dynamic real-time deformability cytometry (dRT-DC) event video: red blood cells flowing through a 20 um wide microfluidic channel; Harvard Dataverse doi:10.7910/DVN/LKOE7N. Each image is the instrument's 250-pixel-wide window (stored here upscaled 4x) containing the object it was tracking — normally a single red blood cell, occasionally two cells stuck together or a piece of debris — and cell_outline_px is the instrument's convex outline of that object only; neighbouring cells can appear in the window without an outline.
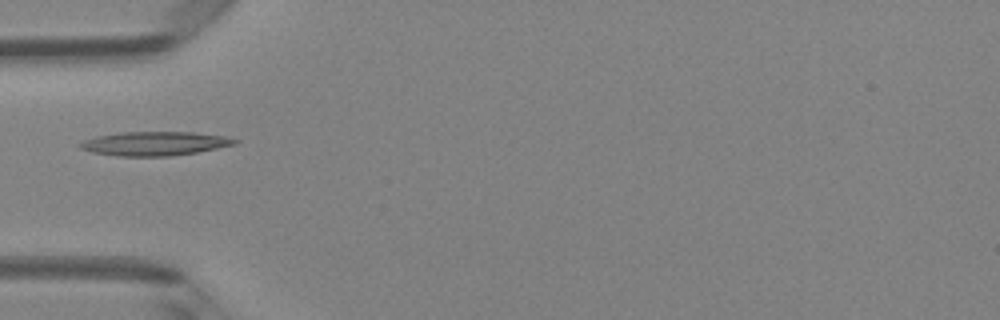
{"species": "Egyptian fruit bat (a non-hibernating species)", "species_latin": "Rousettus aegyptiacus", "temperature_condition": "room temperature", "stored_images_in_passage": 4, "camera_frame_rate_fps": 3000, "um_per_image_px": 0.085, "animal": {"sex": "female"}, "frame": {"image": 1, "passage_image": 4, "time_ms": 1.0, "image_size_px": [1000, 320], "cell_outline_px": [[240, 140], [236, 144], [196, 152], [168, 156], [120, 156], [92, 152], [80, 148], [80, 144], [84, 140], [100, 136], [120, 132], [192, 132], [224, 136]], "centroid_in_image_um": [13.17, 12.2], "position_along_channel_um": 71.8, "area_um2": 21.27}}